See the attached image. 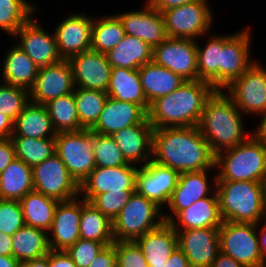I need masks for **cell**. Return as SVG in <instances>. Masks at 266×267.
<instances>
[{
    "label": "cell",
    "mask_w": 266,
    "mask_h": 267,
    "mask_svg": "<svg viewBox=\"0 0 266 267\" xmlns=\"http://www.w3.org/2000/svg\"><path fill=\"white\" fill-rule=\"evenodd\" d=\"M25 225L19 201L0 199V231L13 235Z\"/></svg>",
    "instance_id": "46"
},
{
    "label": "cell",
    "mask_w": 266,
    "mask_h": 267,
    "mask_svg": "<svg viewBox=\"0 0 266 267\" xmlns=\"http://www.w3.org/2000/svg\"><path fill=\"white\" fill-rule=\"evenodd\" d=\"M250 37L248 29L222 35L220 90L227 88L255 62L250 59Z\"/></svg>",
    "instance_id": "16"
},
{
    "label": "cell",
    "mask_w": 266,
    "mask_h": 267,
    "mask_svg": "<svg viewBox=\"0 0 266 267\" xmlns=\"http://www.w3.org/2000/svg\"><path fill=\"white\" fill-rule=\"evenodd\" d=\"M178 248L188 258L191 267H211L220 252L219 228L176 231Z\"/></svg>",
    "instance_id": "20"
},
{
    "label": "cell",
    "mask_w": 266,
    "mask_h": 267,
    "mask_svg": "<svg viewBox=\"0 0 266 267\" xmlns=\"http://www.w3.org/2000/svg\"><path fill=\"white\" fill-rule=\"evenodd\" d=\"M27 0H0V29L13 36L35 13Z\"/></svg>",
    "instance_id": "42"
},
{
    "label": "cell",
    "mask_w": 266,
    "mask_h": 267,
    "mask_svg": "<svg viewBox=\"0 0 266 267\" xmlns=\"http://www.w3.org/2000/svg\"><path fill=\"white\" fill-rule=\"evenodd\" d=\"M180 172L150 160L138 168L135 191L158 207L168 205L171 194L178 184Z\"/></svg>",
    "instance_id": "13"
},
{
    "label": "cell",
    "mask_w": 266,
    "mask_h": 267,
    "mask_svg": "<svg viewBox=\"0 0 266 267\" xmlns=\"http://www.w3.org/2000/svg\"><path fill=\"white\" fill-rule=\"evenodd\" d=\"M168 223L175 231L220 228L223 219L220 214L217 192L214 191L211 196L199 199L190 207L179 211Z\"/></svg>",
    "instance_id": "26"
},
{
    "label": "cell",
    "mask_w": 266,
    "mask_h": 267,
    "mask_svg": "<svg viewBox=\"0 0 266 267\" xmlns=\"http://www.w3.org/2000/svg\"><path fill=\"white\" fill-rule=\"evenodd\" d=\"M135 242L142 250L149 266H163L178 247L177 232L168 222H163Z\"/></svg>",
    "instance_id": "27"
},
{
    "label": "cell",
    "mask_w": 266,
    "mask_h": 267,
    "mask_svg": "<svg viewBox=\"0 0 266 267\" xmlns=\"http://www.w3.org/2000/svg\"><path fill=\"white\" fill-rule=\"evenodd\" d=\"M88 267H117V256L114 244L105 246Z\"/></svg>",
    "instance_id": "49"
},
{
    "label": "cell",
    "mask_w": 266,
    "mask_h": 267,
    "mask_svg": "<svg viewBox=\"0 0 266 267\" xmlns=\"http://www.w3.org/2000/svg\"><path fill=\"white\" fill-rule=\"evenodd\" d=\"M32 17L12 36L19 38L18 46L33 60L39 67H45L60 62L54 32L48 34L40 24Z\"/></svg>",
    "instance_id": "18"
},
{
    "label": "cell",
    "mask_w": 266,
    "mask_h": 267,
    "mask_svg": "<svg viewBox=\"0 0 266 267\" xmlns=\"http://www.w3.org/2000/svg\"><path fill=\"white\" fill-rule=\"evenodd\" d=\"M153 131L147 116L141 123L121 129L111 136L127 163L137 165L139 161H144L143 165H146L152 160Z\"/></svg>",
    "instance_id": "24"
},
{
    "label": "cell",
    "mask_w": 266,
    "mask_h": 267,
    "mask_svg": "<svg viewBox=\"0 0 266 267\" xmlns=\"http://www.w3.org/2000/svg\"><path fill=\"white\" fill-rule=\"evenodd\" d=\"M125 35L123 24L117 15L93 19L91 50L107 54Z\"/></svg>",
    "instance_id": "38"
},
{
    "label": "cell",
    "mask_w": 266,
    "mask_h": 267,
    "mask_svg": "<svg viewBox=\"0 0 266 267\" xmlns=\"http://www.w3.org/2000/svg\"><path fill=\"white\" fill-rule=\"evenodd\" d=\"M117 267H149L145 256L135 241H114Z\"/></svg>",
    "instance_id": "47"
},
{
    "label": "cell",
    "mask_w": 266,
    "mask_h": 267,
    "mask_svg": "<svg viewBox=\"0 0 266 267\" xmlns=\"http://www.w3.org/2000/svg\"><path fill=\"white\" fill-rule=\"evenodd\" d=\"M14 159L15 147L12 139H0V174Z\"/></svg>",
    "instance_id": "50"
},
{
    "label": "cell",
    "mask_w": 266,
    "mask_h": 267,
    "mask_svg": "<svg viewBox=\"0 0 266 267\" xmlns=\"http://www.w3.org/2000/svg\"><path fill=\"white\" fill-rule=\"evenodd\" d=\"M73 92L80 126L83 129H92L104 109L107 92L80 87H75Z\"/></svg>",
    "instance_id": "39"
},
{
    "label": "cell",
    "mask_w": 266,
    "mask_h": 267,
    "mask_svg": "<svg viewBox=\"0 0 266 267\" xmlns=\"http://www.w3.org/2000/svg\"><path fill=\"white\" fill-rule=\"evenodd\" d=\"M15 158L33 168L56 153L55 138L11 137Z\"/></svg>",
    "instance_id": "41"
},
{
    "label": "cell",
    "mask_w": 266,
    "mask_h": 267,
    "mask_svg": "<svg viewBox=\"0 0 266 267\" xmlns=\"http://www.w3.org/2000/svg\"><path fill=\"white\" fill-rule=\"evenodd\" d=\"M106 55L112 67L139 69L152 61L153 48L135 36L125 35L122 41Z\"/></svg>",
    "instance_id": "32"
},
{
    "label": "cell",
    "mask_w": 266,
    "mask_h": 267,
    "mask_svg": "<svg viewBox=\"0 0 266 267\" xmlns=\"http://www.w3.org/2000/svg\"><path fill=\"white\" fill-rule=\"evenodd\" d=\"M257 225L259 223L223 221L219 228L220 252L245 267H266L259 248Z\"/></svg>",
    "instance_id": "7"
},
{
    "label": "cell",
    "mask_w": 266,
    "mask_h": 267,
    "mask_svg": "<svg viewBox=\"0 0 266 267\" xmlns=\"http://www.w3.org/2000/svg\"><path fill=\"white\" fill-rule=\"evenodd\" d=\"M216 181L266 183V147L252 135L239 145L215 155Z\"/></svg>",
    "instance_id": "5"
},
{
    "label": "cell",
    "mask_w": 266,
    "mask_h": 267,
    "mask_svg": "<svg viewBox=\"0 0 266 267\" xmlns=\"http://www.w3.org/2000/svg\"><path fill=\"white\" fill-rule=\"evenodd\" d=\"M95 166L112 168L127 165V161L111 135L93 132Z\"/></svg>",
    "instance_id": "43"
},
{
    "label": "cell",
    "mask_w": 266,
    "mask_h": 267,
    "mask_svg": "<svg viewBox=\"0 0 266 267\" xmlns=\"http://www.w3.org/2000/svg\"><path fill=\"white\" fill-rule=\"evenodd\" d=\"M138 166L127 164L112 168L96 167L80 184V198L90 201L110 191H135ZM82 193V194H81Z\"/></svg>",
    "instance_id": "15"
},
{
    "label": "cell",
    "mask_w": 266,
    "mask_h": 267,
    "mask_svg": "<svg viewBox=\"0 0 266 267\" xmlns=\"http://www.w3.org/2000/svg\"><path fill=\"white\" fill-rule=\"evenodd\" d=\"M211 267H245V266L235 261L232 257L219 252L217 254L216 259L212 263Z\"/></svg>",
    "instance_id": "55"
},
{
    "label": "cell",
    "mask_w": 266,
    "mask_h": 267,
    "mask_svg": "<svg viewBox=\"0 0 266 267\" xmlns=\"http://www.w3.org/2000/svg\"><path fill=\"white\" fill-rule=\"evenodd\" d=\"M0 84V113L13 121L30 102L29 90L12 84Z\"/></svg>",
    "instance_id": "44"
},
{
    "label": "cell",
    "mask_w": 266,
    "mask_h": 267,
    "mask_svg": "<svg viewBox=\"0 0 266 267\" xmlns=\"http://www.w3.org/2000/svg\"><path fill=\"white\" fill-rule=\"evenodd\" d=\"M56 134L47 107L29 102L14 121L11 137L42 139L55 138Z\"/></svg>",
    "instance_id": "30"
},
{
    "label": "cell",
    "mask_w": 266,
    "mask_h": 267,
    "mask_svg": "<svg viewBox=\"0 0 266 267\" xmlns=\"http://www.w3.org/2000/svg\"><path fill=\"white\" fill-rule=\"evenodd\" d=\"M216 89L208 82L185 81L172 93L155 100L148 112L153 128L198 126L207 100Z\"/></svg>",
    "instance_id": "2"
},
{
    "label": "cell",
    "mask_w": 266,
    "mask_h": 267,
    "mask_svg": "<svg viewBox=\"0 0 266 267\" xmlns=\"http://www.w3.org/2000/svg\"><path fill=\"white\" fill-rule=\"evenodd\" d=\"M107 94L119 101L136 103L149 112L150 105L143 91L139 69L112 67Z\"/></svg>",
    "instance_id": "28"
},
{
    "label": "cell",
    "mask_w": 266,
    "mask_h": 267,
    "mask_svg": "<svg viewBox=\"0 0 266 267\" xmlns=\"http://www.w3.org/2000/svg\"><path fill=\"white\" fill-rule=\"evenodd\" d=\"M11 239L12 255L20 263L42 257L50 251L48 233L42 229L24 225Z\"/></svg>",
    "instance_id": "34"
},
{
    "label": "cell",
    "mask_w": 266,
    "mask_h": 267,
    "mask_svg": "<svg viewBox=\"0 0 266 267\" xmlns=\"http://www.w3.org/2000/svg\"><path fill=\"white\" fill-rule=\"evenodd\" d=\"M259 233H261L260 238H258L259 248L263 259L266 261V220H264L263 227Z\"/></svg>",
    "instance_id": "60"
},
{
    "label": "cell",
    "mask_w": 266,
    "mask_h": 267,
    "mask_svg": "<svg viewBox=\"0 0 266 267\" xmlns=\"http://www.w3.org/2000/svg\"><path fill=\"white\" fill-rule=\"evenodd\" d=\"M75 90L72 68L68 60L41 67L33 87L29 90L30 102L46 105L55 98Z\"/></svg>",
    "instance_id": "14"
},
{
    "label": "cell",
    "mask_w": 266,
    "mask_h": 267,
    "mask_svg": "<svg viewBox=\"0 0 266 267\" xmlns=\"http://www.w3.org/2000/svg\"><path fill=\"white\" fill-rule=\"evenodd\" d=\"M0 255H12V239L11 235H7L0 231Z\"/></svg>",
    "instance_id": "56"
},
{
    "label": "cell",
    "mask_w": 266,
    "mask_h": 267,
    "mask_svg": "<svg viewBox=\"0 0 266 267\" xmlns=\"http://www.w3.org/2000/svg\"><path fill=\"white\" fill-rule=\"evenodd\" d=\"M149 267H191L188 258L177 247L163 266Z\"/></svg>",
    "instance_id": "53"
},
{
    "label": "cell",
    "mask_w": 266,
    "mask_h": 267,
    "mask_svg": "<svg viewBox=\"0 0 266 267\" xmlns=\"http://www.w3.org/2000/svg\"><path fill=\"white\" fill-rule=\"evenodd\" d=\"M20 267H49L48 254L39 258L28 260L20 264Z\"/></svg>",
    "instance_id": "58"
},
{
    "label": "cell",
    "mask_w": 266,
    "mask_h": 267,
    "mask_svg": "<svg viewBox=\"0 0 266 267\" xmlns=\"http://www.w3.org/2000/svg\"><path fill=\"white\" fill-rule=\"evenodd\" d=\"M92 23L84 13L72 14L57 25L54 36L62 59L91 50Z\"/></svg>",
    "instance_id": "21"
},
{
    "label": "cell",
    "mask_w": 266,
    "mask_h": 267,
    "mask_svg": "<svg viewBox=\"0 0 266 267\" xmlns=\"http://www.w3.org/2000/svg\"><path fill=\"white\" fill-rule=\"evenodd\" d=\"M197 43L198 80L208 82L220 90V64L222 58V35L213 36L204 48Z\"/></svg>",
    "instance_id": "37"
},
{
    "label": "cell",
    "mask_w": 266,
    "mask_h": 267,
    "mask_svg": "<svg viewBox=\"0 0 266 267\" xmlns=\"http://www.w3.org/2000/svg\"><path fill=\"white\" fill-rule=\"evenodd\" d=\"M20 262L13 256L0 255V267H20Z\"/></svg>",
    "instance_id": "59"
},
{
    "label": "cell",
    "mask_w": 266,
    "mask_h": 267,
    "mask_svg": "<svg viewBox=\"0 0 266 267\" xmlns=\"http://www.w3.org/2000/svg\"><path fill=\"white\" fill-rule=\"evenodd\" d=\"M152 160L180 173L215 169V154L198 126L155 128Z\"/></svg>",
    "instance_id": "1"
},
{
    "label": "cell",
    "mask_w": 266,
    "mask_h": 267,
    "mask_svg": "<svg viewBox=\"0 0 266 267\" xmlns=\"http://www.w3.org/2000/svg\"><path fill=\"white\" fill-rule=\"evenodd\" d=\"M225 90L243 114L266 112V69L260 63L255 61Z\"/></svg>",
    "instance_id": "11"
},
{
    "label": "cell",
    "mask_w": 266,
    "mask_h": 267,
    "mask_svg": "<svg viewBox=\"0 0 266 267\" xmlns=\"http://www.w3.org/2000/svg\"><path fill=\"white\" fill-rule=\"evenodd\" d=\"M240 112L224 90H216L207 100L198 127L215 155L252 135L244 132Z\"/></svg>",
    "instance_id": "3"
},
{
    "label": "cell",
    "mask_w": 266,
    "mask_h": 267,
    "mask_svg": "<svg viewBox=\"0 0 266 267\" xmlns=\"http://www.w3.org/2000/svg\"><path fill=\"white\" fill-rule=\"evenodd\" d=\"M209 170L211 171V169H205L202 171L182 172L180 174L178 184L168 202L169 210L172 211V214H163L164 222H169L172 216H175L179 211L190 207L199 199L209 197L208 195L211 192L216 191L217 176L214 177L215 181L210 185L207 176Z\"/></svg>",
    "instance_id": "22"
},
{
    "label": "cell",
    "mask_w": 266,
    "mask_h": 267,
    "mask_svg": "<svg viewBox=\"0 0 266 267\" xmlns=\"http://www.w3.org/2000/svg\"><path fill=\"white\" fill-rule=\"evenodd\" d=\"M79 231L80 239L101 242L106 246L114 243L113 222L83 198Z\"/></svg>",
    "instance_id": "35"
},
{
    "label": "cell",
    "mask_w": 266,
    "mask_h": 267,
    "mask_svg": "<svg viewBox=\"0 0 266 267\" xmlns=\"http://www.w3.org/2000/svg\"><path fill=\"white\" fill-rule=\"evenodd\" d=\"M34 191L55 200L67 201L80 196V184L55 153L32 168Z\"/></svg>",
    "instance_id": "10"
},
{
    "label": "cell",
    "mask_w": 266,
    "mask_h": 267,
    "mask_svg": "<svg viewBox=\"0 0 266 267\" xmlns=\"http://www.w3.org/2000/svg\"><path fill=\"white\" fill-rule=\"evenodd\" d=\"M75 87L107 92L112 66L105 53L88 50L68 59Z\"/></svg>",
    "instance_id": "17"
},
{
    "label": "cell",
    "mask_w": 266,
    "mask_h": 267,
    "mask_svg": "<svg viewBox=\"0 0 266 267\" xmlns=\"http://www.w3.org/2000/svg\"><path fill=\"white\" fill-rule=\"evenodd\" d=\"M135 191H110L95 195L89 202L112 222Z\"/></svg>",
    "instance_id": "45"
},
{
    "label": "cell",
    "mask_w": 266,
    "mask_h": 267,
    "mask_svg": "<svg viewBox=\"0 0 266 267\" xmlns=\"http://www.w3.org/2000/svg\"><path fill=\"white\" fill-rule=\"evenodd\" d=\"M147 116L148 113L140 105L108 96L99 120L91 131L112 135L121 129L141 123Z\"/></svg>",
    "instance_id": "25"
},
{
    "label": "cell",
    "mask_w": 266,
    "mask_h": 267,
    "mask_svg": "<svg viewBox=\"0 0 266 267\" xmlns=\"http://www.w3.org/2000/svg\"><path fill=\"white\" fill-rule=\"evenodd\" d=\"M34 191L32 168L15 158L0 174V199L20 201Z\"/></svg>",
    "instance_id": "33"
},
{
    "label": "cell",
    "mask_w": 266,
    "mask_h": 267,
    "mask_svg": "<svg viewBox=\"0 0 266 267\" xmlns=\"http://www.w3.org/2000/svg\"><path fill=\"white\" fill-rule=\"evenodd\" d=\"M14 131V121L0 113V139L11 138Z\"/></svg>",
    "instance_id": "54"
},
{
    "label": "cell",
    "mask_w": 266,
    "mask_h": 267,
    "mask_svg": "<svg viewBox=\"0 0 266 267\" xmlns=\"http://www.w3.org/2000/svg\"><path fill=\"white\" fill-rule=\"evenodd\" d=\"M79 196L67 201H60L54 212V219L48 234L50 250L66 251L80 239V218L82 198ZM50 237V238H49Z\"/></svg>",
    "instance_id": "19"
},
{
    "label": "cell",
    "mask_w": 266,
    "mask_h": 267,
    "mask_svg": "<svg viewBox=\"0 0 266 267\" xmlns=\"http://www.w3.org/2000/svg\"><path fill=\"white\" fill-rule=\"evenodd\" d=\"M121 20L125 34L145 41L152 48L163 42L168 36L162 13L148 2L141 11H129L116 14Z\"/></svg>",
    "instance_id": "23"
},
{
    "label": "cell",
    "mask_w": 266,
    "mask_h": 267,
    "mask_svg": "<svg viewBox=\"0 0 266 267\" xmlns=\"http://www.w3.org/2000/svg\"><path fill=\"white\" fill-rule=\"evenodd\" d=\"M152 60L186 81L198 80L197 40L167 37L153 48Z\"/></svg>",
    "instance_id": "12"
},
{
    "label": "cell",
    "mask_w": 266,
    "mask_h": 267,
    "mask_svg": "<svg viewBox=\"0 0 266 267\" xmlns=\"http://www.w3.org/2000/svg\"><path fill=\"white\" fill-rule=\"evenodd\" d=\"M49 267H78L66 251H53L48 253Z\"/></svg>",
    "instance_id": "51"
},
{
    "label": "cell",
    "mask_w": 266,
    "mask_h": 267,
    "mask_svg": "<svg viewBox=\"0 0 266 267\" xmlns=\"http://www.w3.org/2000/svg\"><path fill=\"white\" fill-rule=\"evenodd\" d=\"M260 116H262L261 124L254 130L252 136L266 147V112Z\"/></svg>",
    "instance_id": "57"
},
{
    "label": "cell",
    "mask_w": 266,
    "mask_h": 267,
    "mask_svg": "<svg viewBox=\"0 0 266 267\" xmlns=\"http://www.w3.org/2000/svg\"><path fill=\"white\" fill-rule=\"evenodd\" d=\"M147 1L154 9L162 13L167 9L178 7L187 3L197 2V1H208V0H147Z\"/></svg>",
    "instance_id": "52"
},
{
    "label": "cell",
    "mask_w": 266,
    "mask_h": 267,
    "mask_svg": "<svg viewBox=\"0 0 266 267\" xmlns=\"http://www.w3.org/2000/svg\"><path fill=\"white\" fill-rule=\"evenodd\" d=\"M54 130L58 132L79 131L80 126L74 92L55 98L45 105Z\"/></svg>",
    "instance_id": "40"
},
{
    "label": "cell",
    "mask_w": 266,
    "mask_h": 267,
    "mask_svg": "<svg viewBox=\"0 0 266 267\" xmlns=\"http://www.w3.org/2000/svg\"><path fill=\"white\" fill-rule=\"evenodd\" d=\"M143 91L149 105L158 98L172 93L186 80L153 60L139 68Z\"/></svg>",
    "instance_id": "29"
},
{
    "label": "cell",
    "mask_w": 266,
    "mask_h": 267,
    "mask_svg": "<svg viewBox=\"0 0 266 267\" xmlns=\"http://www.w3.org/2000/svg\"><path fill=\"white\" fill-rule=\"evenodd\" d=\"M161 208L136 191L113 221L114 241H135L164 222Z\"/></svg>",
    "instance_id": "6"
},
{
    "label": "cell",
    "mask_w": 266,
    "mask_h": 267,
    "mask_svg": "<svg viewBox=\"0 0 266 267\" xmlns=\"http://www.w3.org/2000/svg\"><path fill=\"white\" fill-rule=\"evenodd\" d=\"M105 246L101 242L78 239L66 252L78 267H88Z\"/></svg>",
    "instance_id": "48"
},
{
    "label": "cell",
    "mask_w": 266,
    "mask_h": 267,
    "mask_svg": "<svg viewBox=\"0 0 266 267\" xmlns=\"http://www.w3.org/2000/svg\"><path fill=\"white\" fill-rule=\"evenodd\" d=\"M8 51L1 69L3 82L30 90L39 67L17 44Z\"/></svg>",
    "instance_id": "31"
},
{
    "label": "cell",
    "mask_w": 266,
    "mask_h": 267,
    "mask_svg": "<svg viewBox=\"0 0 266 267\" xmlns=\"http://www.w3.org/2000/svg\"><path fill=\"white\" fill-rule=\"evenodd\" d=\"M223 221L258 224L266 220V185L252 181H216Z\"/></svg>",
    "instance_id": "4"
},
{
    "label": "cell",
    "mask_w": 266,
    "mask_h": 267,
    "mask_svg": "<svg viewBox=\"0 0 266 267\" xmlns=\"http://www.w3.org/2000/svg\"><path fill=\"white\" fill-rule=\"evenodd\" d=\"M25 225L48 232L59 201L36 191L29 192L20 201Z\"/></svg>",
    "instance_id": "36"
},
{
    "label": "cell",
    "mask_w": 266,
    "mask_h": 267,
    "mask_svg": "<svg viewBox=\"0 0 266 267\" xmlns=\"http://www.w3.org/2000/svg\"><path fill=\"white\" fill-rule=\"evenodd\" d=\"M55 149L68 172L79 184L96 168L91 129L58 132L55 136Z\"/></svg>",
    "instance_id": "8"
},
{
    "label": "cell",
    "mask_w": 266,
    "mask_h": 267,
    "mask_svg": "<svg viewBox=\"0 0 266 267\" xmlns=\"http://www.w3.org/2000/svg\"><path fill=\"white\" fill-rule=\"evenodd\" d=\"M209 6L208 1H197L163 11L167 36L192 40L206 36L214 19Z\"/></svg>",
    "instance_id": "9"
}]
</instances>
